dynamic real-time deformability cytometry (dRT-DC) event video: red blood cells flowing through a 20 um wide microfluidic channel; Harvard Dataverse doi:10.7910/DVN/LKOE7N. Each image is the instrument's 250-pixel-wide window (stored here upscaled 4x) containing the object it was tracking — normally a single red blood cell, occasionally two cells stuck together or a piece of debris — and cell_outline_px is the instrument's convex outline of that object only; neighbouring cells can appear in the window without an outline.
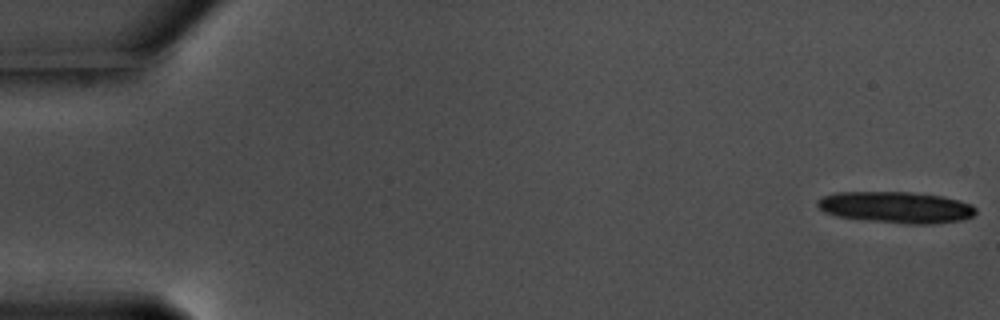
{"species": "common noctule bat (a hibernating species)", "species_latin": "Nyctalus noctula", "temperature_condition": "warm", "stored_images_in_passage": 17, "camera_frame_rate_fps": 3000, "um_per_image_px": 0.085, "animal": {"sex": "male", "body_mass_g": 17.5, "forearm_length_mm": 52.3}, "frame": {"image": 1, "passage_image": 1, "time_ms": 0.0, "image_size_px": [1000, 320], "cell_outline_px": [[976, 212], [972, 216], [960, 220], [932, 224], [904, 224], [836, 216], [824, 212], [816, 204], [816, 200], [824, 196], [836, 192], [912, 192], [940, 196], [972, 204], [976, 208]], "centroid_in_image_um": [76.15, 17.62], "position_along_channel_um": 8.8, "area_um2": 28.84}}